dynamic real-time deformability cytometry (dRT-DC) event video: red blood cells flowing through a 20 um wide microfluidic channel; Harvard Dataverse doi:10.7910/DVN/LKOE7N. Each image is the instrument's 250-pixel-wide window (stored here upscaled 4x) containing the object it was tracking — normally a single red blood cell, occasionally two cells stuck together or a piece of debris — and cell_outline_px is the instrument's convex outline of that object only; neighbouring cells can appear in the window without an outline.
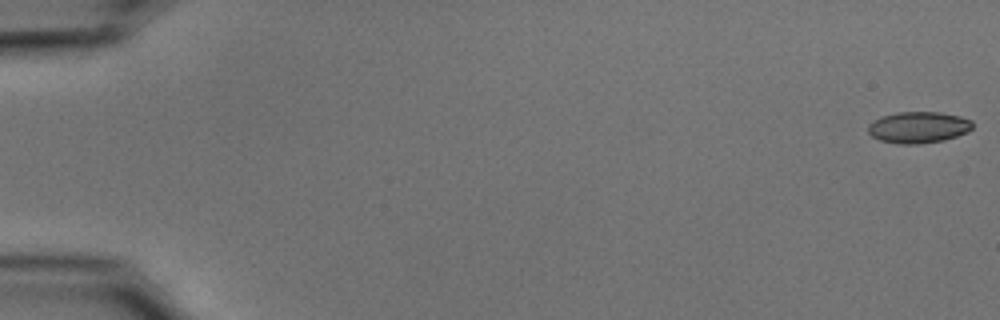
{"species": "common noctule bat (a hibernating species)", "species_latin": "Nyctalus noctula", "temperature_condition": "cold", "stored_images_in_passage": 55, "camera_frame_rate_fps": 3000, "um_per_image_px": 0.085, "animal": {"sex": "male", "body_mass_g": 15.6}, "frame": {"image": 1, "passage_image": 1, "time_ms": 0.0, "image_size_px": [1000, 320], "cell_outline_px": [[972, 128], [968, 132], [944, 140], [916, 144], [900, 144], [880, 140], [872, 136], [868, 132], [868, 124], [880, 116], [896, 112], [940, 112], [960, 116], [972, 120]], "centroid_in_image_um": [78.06, 10.81], "position_along_channel_um": 6.9, "area_um2": 19.19}}
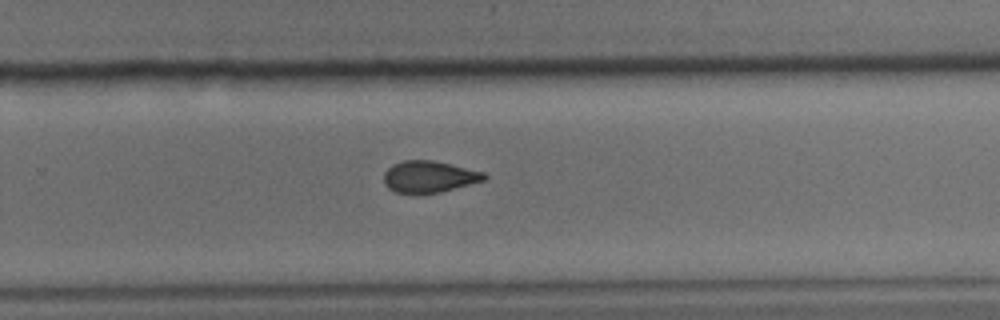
{"frame": {"image": 2, "passage_image": 37, "time_ms": 12.0, "image_size_px": [1000, 320], "cell_outline_px": [[488, 176], [484, 180], [440, 192], [396, 192], [388, 188], [384, 184], [384, 172], [392, 164], [404, 160], [432, 160], [484, 172]], "centroid_in_image_um": [36.45, 15.0], "position_along_channel_um": 293.3, "area_um2": 18.15}}
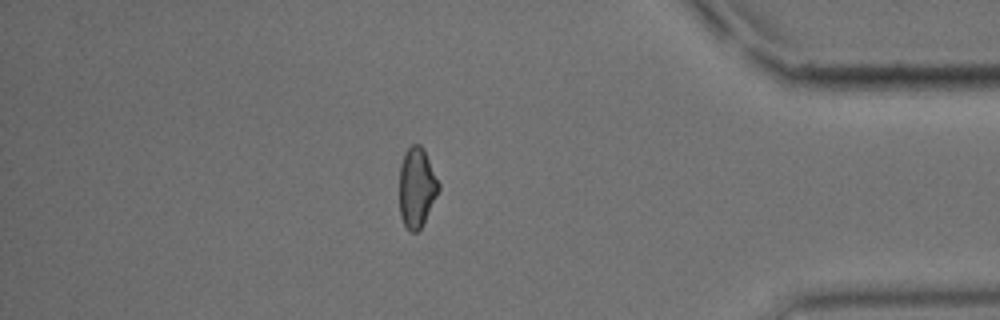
{"frame": {"image": 3, "passage_image": 48, "time_ms": 15.667, "image_size_px": [1000, 320], "cell_outline_px": [[440, 188], [420, 228], [416, 232], [412, 232], [404, 224], [400, 216], [400, 164], [408, 148], [412, 144], [420, 144], [424, 148], [440, 184]], "centroid_in_image_um": [35.42, 15.89], "position_along_channel_um": 399.8, "area_um2": 17.98}, "authors_computed_cell_mechanics": {"area_um2": 19.2474, "velocity_mm_per_s": 3.705, "shape_relaxation_time_tau1_ms": null, "shape_relaxation_time_tau2_ms": 2.8749, "deformation_change_tau1": null, "deformation_change_tau2": 0.0705}}